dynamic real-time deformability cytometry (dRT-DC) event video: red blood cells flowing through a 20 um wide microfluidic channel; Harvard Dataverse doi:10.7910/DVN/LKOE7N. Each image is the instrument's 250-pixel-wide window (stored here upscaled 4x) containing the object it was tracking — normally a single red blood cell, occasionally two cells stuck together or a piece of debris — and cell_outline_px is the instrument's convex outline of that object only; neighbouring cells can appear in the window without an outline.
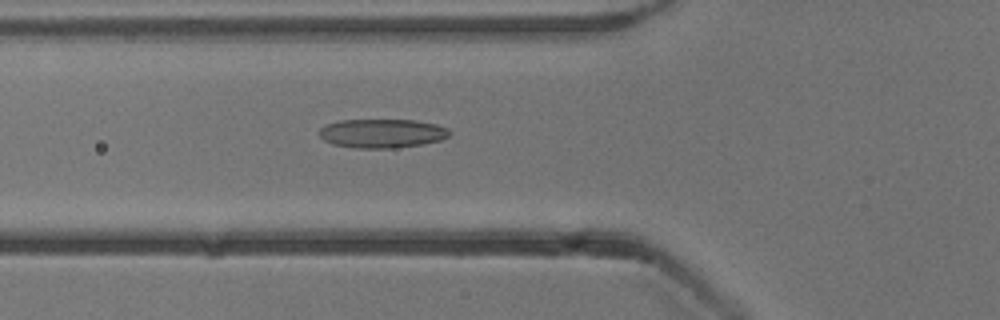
{"species": "common noctule bat (a hibernating species)", "species_latin": "Nyctalus noctula", "temperature_condition": "cold", "stored_images_in_passage": 53, "camera_frame_rate_fps": 3000, "um_per_image_px": 0.085, "animal": {"sex": "male", "body_mass_g": 13.3}, "frame": {"image": 1, "passage_image": 19, "time_ms": 6.0, "image_size_px": [1000, 320], "cell_outline_px": [[452, 132], [448, 136], [440, 140], [420, 144], [392, 148], [352, 148], [332, 144], [324, 140], [320, 136], [320, 128], [328, 124], [340, 120], [416, 120], [436, 124], [448, 128]], "centroid_in_image_um": [32.48, 11.33], "position_along_channel_um": 93.3, "area_um2": 21.91}}
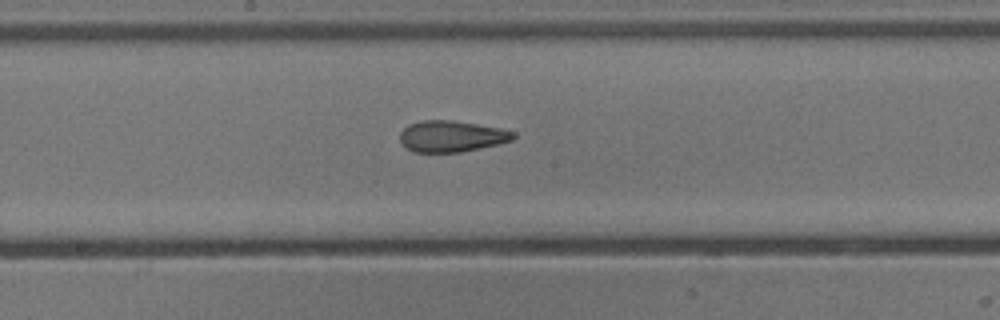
{"frame": {"image": 2, "passage_image": 28, "time_ms": 9.0, "image_size_px": [1000, 320], "cell_outline_px": [[516, 136], [512, 140], [480, 148], [460, 152], [416, 152], [400, 144], [400, 132], [408, 124], [420, 120], [452, 120], [500, 128], [516, 132]], "centroid_in_image_um": [38.36, 11.57], "position_along_channel_um": 209.8, "area_um2": 20.63}}
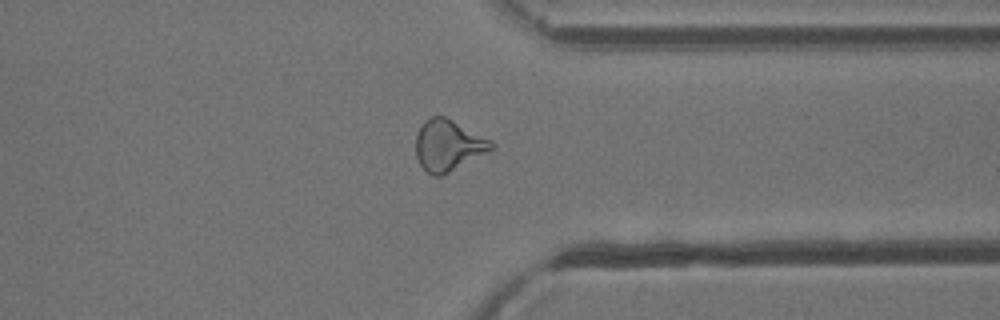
{"frame": {"image": 3, "passage_image": 41, "time_ms": 13.333, "image_size_px": [1000, 320], "cell_outline_px": [[496, 148], [440, 176], [432, 176], [420, 164], [416, 156], [416, 132], [424, 120], [432, 116], [444, 116], [492, 140], [496, 144]], "centroid_in_image_um": [38.1, 12.34], "position_along_channel_um": 373.3, "area_um2": 22.43}, "authors_computed_cell_mechanics": {"area_um2": 21.9062, "velocity_mm_per_s": 3.8469, "shape_relaxation_time_tau1_ms": 9.6707, "shape_relaxation_time_tau2_ms": 2.2755, "deformation_change_tau1": 0.2422, "deformation_change_tau2": 0.0847}}